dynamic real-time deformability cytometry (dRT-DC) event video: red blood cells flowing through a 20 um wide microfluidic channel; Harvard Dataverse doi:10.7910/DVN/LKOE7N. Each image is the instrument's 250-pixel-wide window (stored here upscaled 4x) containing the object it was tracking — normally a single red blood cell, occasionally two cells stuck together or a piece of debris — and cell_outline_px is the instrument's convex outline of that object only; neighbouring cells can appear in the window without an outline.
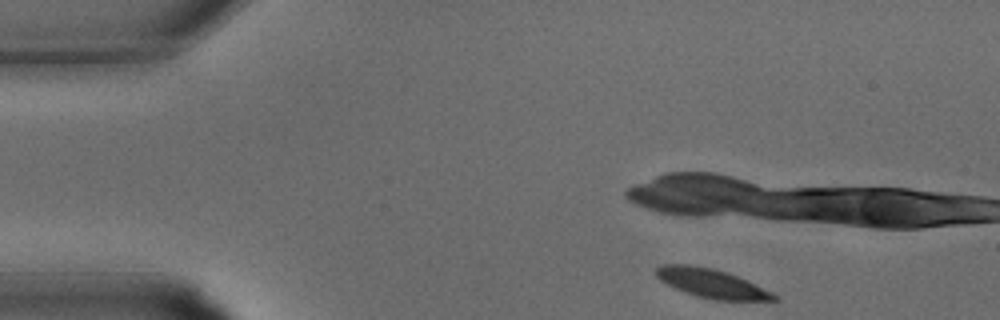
{"species": "common noctule bat (a hibernating species)", "species_latin": "Nyctalus noctula", "temperature_condition": "warm", "stored_images_in_passage": 6, "camera_frame_rate_fps": 3000, "um_per_image_px": 0.085, "animal": {"sex": "male", "body_mass_g": 15.6}, "frame": {"image": 1, "passage_image": 1, "time_ms": 0.0, "image_size_px": [1000, 320], "cell_outline_px": [[780, 300], [712, 300], [696, 296], [676, 288], [660, 280], [656, 276], [656, 268], [664, 264], [684, 264], [712, 268], [736, 276], [772, 292]], "centroid_in_image_um": [60.46, 24.09], "position_along_channel_um": 24.5, "area_um2": 19.42}}